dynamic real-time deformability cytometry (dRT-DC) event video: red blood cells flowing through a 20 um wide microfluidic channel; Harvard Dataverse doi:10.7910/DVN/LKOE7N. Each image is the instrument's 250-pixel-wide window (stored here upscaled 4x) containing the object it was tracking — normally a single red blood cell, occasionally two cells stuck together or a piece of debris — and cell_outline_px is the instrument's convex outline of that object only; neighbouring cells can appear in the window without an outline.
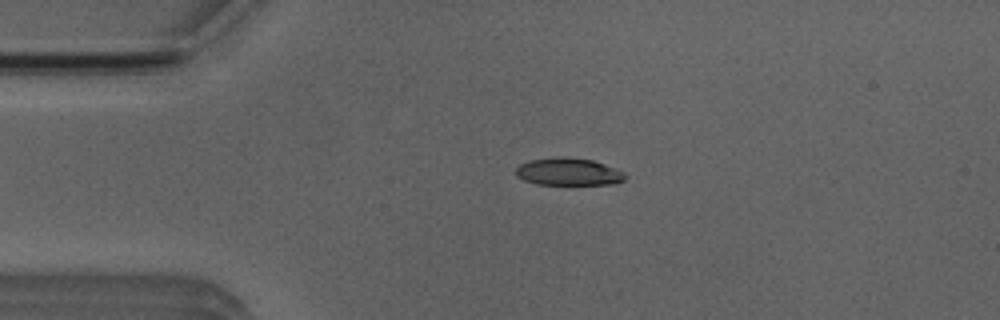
{"species": "Egyptian fruit bat (a non-hibernating species)", "species_latin": "Rousettus aegyptiacus", "temperature_condition": "room temperature", "stored_images_in_passage": 5, "camera_frame_rate_fps": 3000, "um_per_image_px": 0.085, "animal": {"sex": "male"}, "frame": {"image": 1, "passage_image": 3, "time_ms": 2.333, "image_size_px": [1000, 320], "cell_outline_px": [[628, 176], [624, 180], [616, 184], [536, 184], [524, 180], [516, 176], [516, 168], [520, 164], [528, 160], [556, 156], [568, 156], [592, 160], [604, 164], [624, 172]], "centroid_in_image_um": [48.31, 14.59], "position_along_channel_um": 36.7, "area_um2": 17.69}}